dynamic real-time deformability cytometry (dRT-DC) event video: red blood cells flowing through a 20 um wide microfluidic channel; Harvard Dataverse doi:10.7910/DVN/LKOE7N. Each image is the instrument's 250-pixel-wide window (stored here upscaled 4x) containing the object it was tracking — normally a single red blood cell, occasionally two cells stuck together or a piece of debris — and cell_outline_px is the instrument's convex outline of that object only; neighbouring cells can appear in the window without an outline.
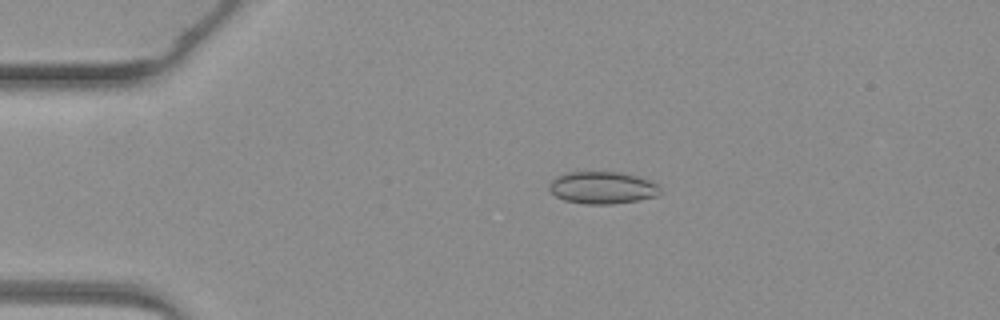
{"species": "common noctule bat (a hibernating species)", "species_latin": "Nyctalus noctula", "temperature_condition": "warm", "stored_images_in_passage": 5, "camera_frame_rate_fps": 3000, "um_per_image_px": 0.085, "animal": {"sex": "female", "body_mass_g": 19.3, "forearm_length_mm": 54.1}, "frame": {"image": 1, "passage_image": 3, "time_ms": 2.333, "image_size_px": [1000, 320], "cell_outline_px": [[660, 192], [656, 196], [640, 200], [612, 204], [584, 204], [564, 200], [556, 196], [548, 188], [548, 184], [556, 176], [568, 172], [620, 172], [636, 176], [648, 180], [656, 184], [660, 188]], "centroid_in_image_um": [51.18, 15.96], "position_along_channel_um": 33.8, "area_um2": 20.81}}